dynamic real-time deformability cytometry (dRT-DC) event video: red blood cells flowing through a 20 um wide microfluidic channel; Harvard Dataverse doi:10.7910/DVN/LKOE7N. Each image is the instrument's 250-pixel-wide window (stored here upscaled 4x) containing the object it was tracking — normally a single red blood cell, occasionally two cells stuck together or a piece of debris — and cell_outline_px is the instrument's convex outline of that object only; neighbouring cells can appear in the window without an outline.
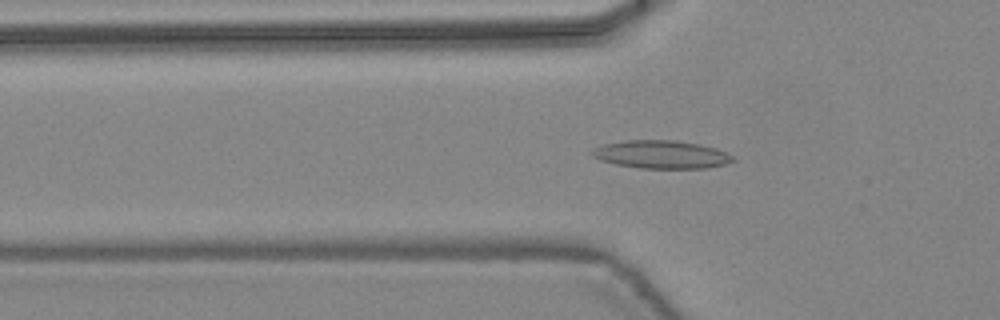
{"species": "common noctule bat (a hibernating species)", "species_latin": "Nyctalus noctula", "temperature_condition": "warm", "stored_images_in_passage": 46, "camera_frame_rate_fps": 3000, "um_per_image_px": 0.085, "animal": {"sex": "female", "body_mass_g": 24.6, "forearm_length_mm": 56.2}, "frame": {"image": 1, "passage_image": 16, "time_ms": 5.0, "image_size_px": [1000, 320], "cell_outline_px": [[736, 160], [724, 164], [704, 168], [640, 168], [616, 164], [600, 160], [592, 156], [588, 152], [592, 148], [604, 144], [624, 140], [676, 140], [716, 148], [736, 156]], "centroid_in_image_um": [56.18, 13.12], "position_along_channel_um": 69.6, "area_um2": 23.12}}
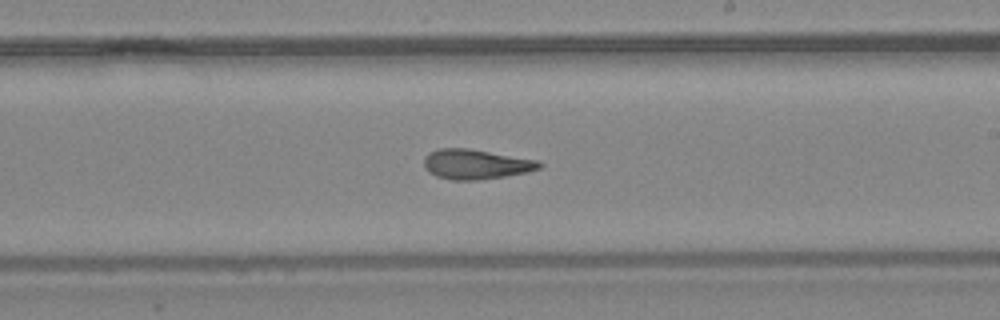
{"frame": {"image": 2, "passage_image": 28, "time_ms": 9.0, "image_size_px": [1000, 320], "cell_outline_px": [[544, 164], [540, 168], [528, 172], [504, 176], [476, 180], [452, 180], [436, 176], [428, 172], [424, 168], [424, 156], [428, 152], [440, 148], [468, 148], [540, 160]], "centroid_in_image_um": [40.45, 13.95], "position_along_channel_um": 248.6, "area_um2": 20.29}}
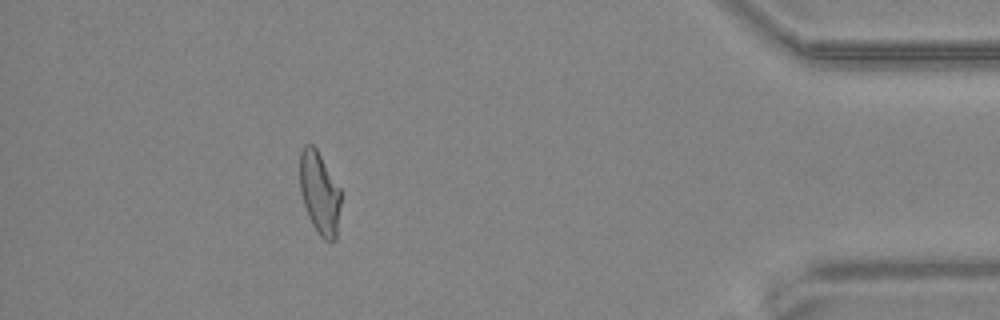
{"frame": {"image": 3, "passage_image": 42, "time_ms": 13.667, "image_size_px": [1000, 320], "cell_outline_px": [[340, 204], [336, 240], [324, 240], [316, 232], [308, 216], [300, 192], [300, 152], [304, 144], [312, 144], [316, 148], [340, 188]], "centroid_in_image_um": [27.15, 16.4], "position_along_channel_um": 408.1, "area_um2": 19.65}, "authors_computed_cell_mechanics": {"area_um2": 20.4612, "velocity_mm_per_s": 4.4758, "shape_relaxation_time_tau1_ms": null, "shape_relaxation_time_tau2_ms": 2.6621, "deformation_change_tau1": null, "deformation_change_tau2": 0.1248}}